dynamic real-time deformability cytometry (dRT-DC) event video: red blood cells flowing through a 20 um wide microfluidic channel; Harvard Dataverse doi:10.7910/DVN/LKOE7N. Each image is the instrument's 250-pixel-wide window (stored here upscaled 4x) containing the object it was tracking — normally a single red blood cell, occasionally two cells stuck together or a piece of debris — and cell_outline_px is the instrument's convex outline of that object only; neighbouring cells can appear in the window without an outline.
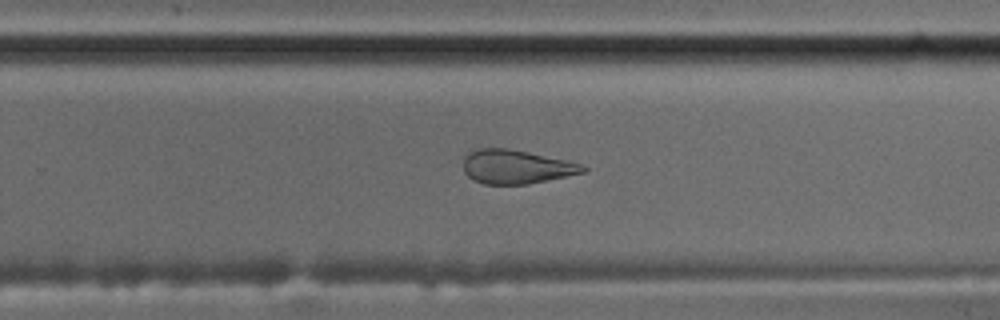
{"species": "common noctule bat (a hibernating species)", "species_latin": "Nyctalus noctula", "temperature_condition": "cold", "stored_images_in_passage": 44, "camera_frame_rate_fps": 3000, "um_per_image_px": 0.085, "animal": {"sex": "male", "body_mass_g": 17.5, "forearm_length_mm": 52.3}, "frame": {"image": 1, "passage_image": 24, "time_ms": 7.667, "image_size_px": [1000, 320], "cell_outline_px": [[588, 168], [584, 172], [528, 184], [484, 184], [472, 180], [464, 172], [464, 156], [472, 148], [508, 148], [572, 160]], "centroid_in_image_um": [43.86, 14.16], "position_along_channel_um": 285.9, "area_um2": 23.93}}
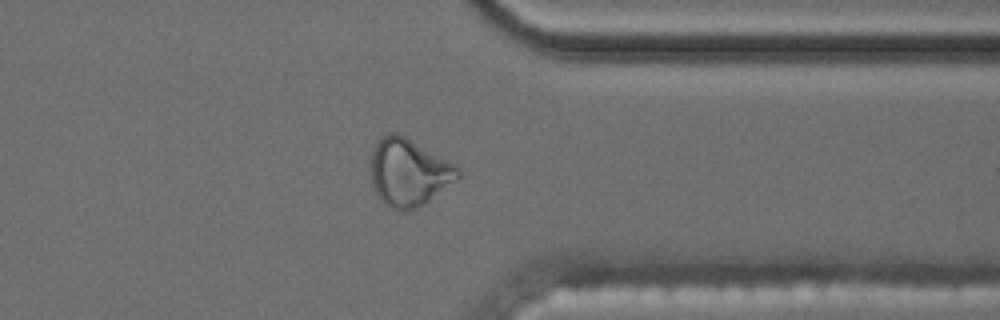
{"frame": {"image": 2, "passage_image": 32, "time_ms": 10.333, "image_size_px": [1000, 320], "cell_outline_px": [[460, 176], [456, 180], [424, 204], [416, 208], [392, 208], [384, 204], [380, 200], [372, 184], [368, 164], [372, 148], [376, 140], [380, 136], [388, 132], [396, 132], [404, 136], [456, 164], [460, 168]], "centroid_in_image_um": [34.69, 14.6], "position_along_channel_um": 376.7, "area_um2": 34.45}, "authors_computed_cell_mechanics": {"area_um2": 25.5476, "velocity_mm_per_s": 3.5455, "shape_relaxation_time_tau1_ms": null, "shape_relaxation_time_tau2_ms": 2.6576, "deformation_change_tau1": null, "deformation_change_tau2": 0.1116}}